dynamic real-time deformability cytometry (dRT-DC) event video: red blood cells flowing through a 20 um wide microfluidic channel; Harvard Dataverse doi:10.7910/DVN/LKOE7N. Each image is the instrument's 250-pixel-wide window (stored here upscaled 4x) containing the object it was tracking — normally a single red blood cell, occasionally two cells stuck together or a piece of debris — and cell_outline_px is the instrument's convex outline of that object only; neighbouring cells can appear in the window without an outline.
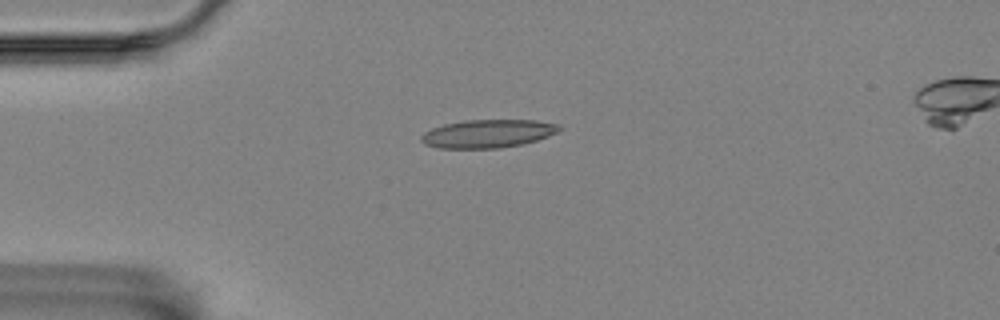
{"species": "Egyptian fruit bat (a non-hibernating species)", "species_latin": "Rousettus aegyptiacus", "temperature_condition": "room temperature", "stored_images_in_passage": 10, "camera_frame_rate_fps": 3000, "um_per_image_px": 0.085, "animal": {"sex": "female"}, "frame": {"image": 1, "passage_image": 3, "time_ms": 0.667, "image_size_px": [1000, 320], "cell_outline_px": [[564, 128], [548, 136], [524, 144], [500, 148], [440, 148], [424, 144], [420, 140], [420, 136], [424, 132], [432, 128], [444, 124], [464, 120], [536, 120], [560, 124]], "centroid_in_image_um": [41.48, 11.35], "position_along_channel_um": 43.5, "area_um2": 22.83}}
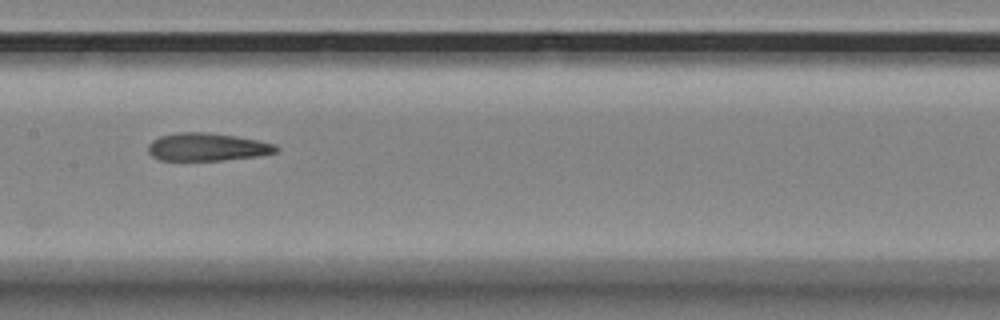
{"frame": {"image": 2, "passage_image": 7, "time_ms": 2.0, "image_size_px": [1000, 320], "cell_outline_px": [[280, 148], [276, 152], [260, 156], [220, 160], [160, 160], [152, 156], [148, 152], [148, 144], [152, 140], [160, 136], [176, 132], [208, 132], [236, 136], [276, 144]], "centroid_in_image_um": [17.61, 12.49], "position_along_channel_um": 189.8, "area_um2": 20.87}}
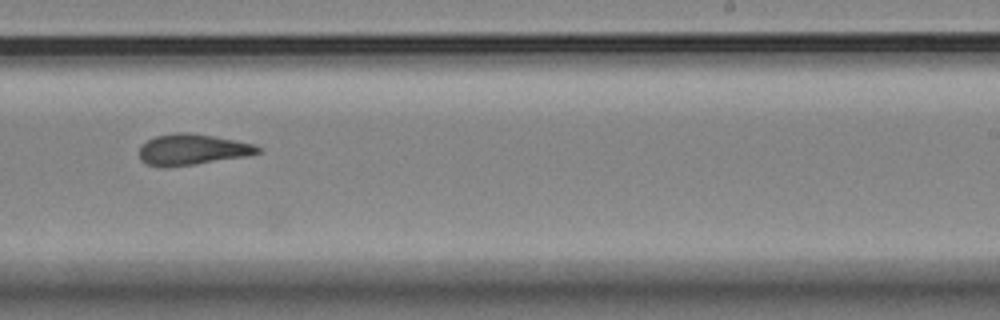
{"frame": {"image": 3, "passage_image": 9, "time_ms": 2.667, "image_size_px": [1000, 320], "cell_outline_px": [[260, 152], [248, 156], [164, 168], [160, 168], [148, 164], [140, 160], [140, 144], [156, 136], [176, 132], [188, 132], [212, 136], [252, 144], [260, 148]], "centroid_in_image_um": [16.28, 12.72], "position_along_channel_um": 272.7, "area_um2": 21.15}}